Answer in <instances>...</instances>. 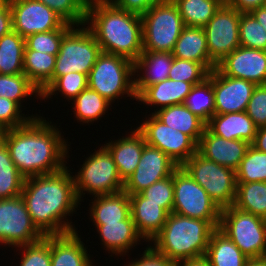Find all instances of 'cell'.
<instances>
[{
    "mask_svg": "<svg viewBox=\"0 0 266 266\" xmlns=\"http://www.w3.org/2000/svg\"><path fill=\"white\" fill-rule=\"evenodd\" d=\"M67 166L62 170L24 180L21 197L33 223L44 235H63L75 232L63 219L78 207L74 177Z\"/></svg>",
    "mask_w": 266,
    "mask_h": 266,
    "instance_id": "obj_1",
    "label": "cell"
},
{
    "mask_svg": "<svg viewBox=\"0 0 266 266\" xmlns=\"http://www.w3.org/2000/svg\"><path fill=\"white\" fill-rule=\"evenodd\" d=\"M55 128L37 117L5 131L4 141L11 159L25 178L55 173L66 167L68 145Z\"/></svg>",
    "mask_w": 266,
    "mask_h": 266,
    "instance_id": "obj_2",
    "label": "cell"
},
{
    "mask_svg": "<svg viewBox=\"0 0 266 266\" xmlns=\"http://www.w3.org/2000/svg\"><path fill=\"white\" fill-rule=\"evenodd\" d=\"M85 25H88L102 52L132 62L143 52L142 18L139 14L120 9L112 2L95 3L87 6Z\"/></svg>",
    "mask_w": 266,
    "mask_h": 266,
    "instance_id": "obj_3",
    "label": "cell"
},
{
    "mask_svg": "<svg viewBox=\"0 0 266 266\" xmlns=\"http://www.w3.org/2000/svg\"><path fill=\"white\" fill-rule=\"evenodd\" d=\"M215 230L208 221L172 212L161 231L151 241L157 252L177 263L205 256Z\"/></svg>",
    "mask_w": 266,
    "mask_h": 266,
    "instance_id": "obj_4",
    "label": "cell"
},
{
    "mask_svg": "<svg viewBox=\"0 0 266 266\" xmlns=\"http://www.w3.org/2000/svg\"><path fill=\"white\" fill-rule=\"evenodd\" d=\"M134 74V62L119 55L101 52L87 76L88 87L110 103L124 94L137 99L132 79Z\"/></svg>",
    "mask_w": 266,
    "mask_h": 266,
    "instance_id": "obj_5",
    "label": "cell"
},
{
    "mask_svg": "<svg viewBox=\"0 0 266 266\" xmlns=\"http://www.w3.org/2000/svg\"><path fill=\"white\" fill-rule=\"evenodd\" d=\"M142 18L143 51L172 53L185 27L179 9L172 0L152 5Z\"/></svg>",
    "mask_w": 266,
    "mask_h": 266,
    "instance_id": "obj_6",
    "label": "cell"
},
{
    "mask_svg": "<svg viewBox=\"0 0 266 266\" xmlns=\"http://www.w3.org/2000/svg\"><path fill=\"white\" fill-rule=\"evenodd\" d=\"M218 229L248 259L266 257V219L229 206L221 209Z\"/></svg>",
    "mask_w": 266,
    "mask_h": 266,
    "instance_id": "obj_7",
    "label": "cell"
},
{
    "mask_svg": "<svg viewBox=\"0 0 266 266\" xmlns=\"http://www.w3.org/2000/svg\"><path fill=\"white\" fill-rule=\"evenodd\" d=\"M101 52L100 45L87 27L75 29L73 26L63 36L60 43L52 79L40 90V93L56 78L70 72H78L88 76Z\"/></svg>",
    "mask_w": 266,
    "mask_h": 266,
    "instance_id": "obj_8",
    "label": "cell"
},
{
    "mask_svg": "<svg viewBox=\"0 0 266 266\" xmlns=\"http://www.w3.org/2000/svg\"><path fill=\"white\" fill-rule=\"evenodd\" d=\"M220 209L233 206L236 196V171L210 161L198 152L181 166Z\"/></svg>",
    "mask_w": 266,
    "mask_h": 266,
    "instance_id": "obj_9",
    "label": "cell"
},
{
    "mask_svg": "<svg viewBox=\"0 0 266 266\" xmlns=\"http://www.w3.org/2000/svg\"><path fill=\"white\" fill-rule=\"evenodd\" d=\"M174 202L176 214L210 222L219 227L221 209L182 167L173 172Z\"/></svg>",
    "mask_w": 266,
    "mask_h": 266,
    "instance_id": "obj_10",
    "label": "cell"
},
{
    "mask_svg": "<svg viewBox=\"0 0 266 266\" xmlns=\"http://www.w3.org/2000/svg\"><path fill=\"white\" fill-rule=\"evenodd\" d=\"M73 177L79 201L82 200L83 191L100 196L121 192L124 187L116 164L105 146L90 155L78 174Z\"/></svg>",
    "mask_w": 266,
    "mask_h": 266,
    "instance_id": "obj_11",
    "label": "cell"
},
{
    "mask_svg": "<svg viewBox=\"0 0 266 266\" xmlns=\"http://www.w3.org/2000/svg\"><path fill=\"white\" fill-rule=\"evenodd\" d=\"M45 235L36 227L21 195L0 199V243L21 246L35 243Z\"/></svg>",
    "mask_w": 266,
    "mask_h": 266,
    "instance_id": "obj_12",
    "label": "cell"
},
{
    "mask_svg": "<svg viewBox=\"0 0 266 266\" xmlns=\"http://www.w3.org/2000/svg\"><path fill=\"white\" fill-rule=\"evenodd\" d=\"M146 144L159 148L181 167L197 152V143L187 134L165 125L153 113L137 128Z\"/></svg>",
    "mask_w": 266,
    "mask_h": 266,
    "instance_id": "obj_13",
    "label": "cell"
},
{
    "mask_svg": "<svg viewBox=\"0 0 266 266\" xmlns=\"http://www.w3.org/2000/svg\"><path fill=\"white\" fill-rule=\"evenodd\" d=\"M241 13L222 5L213 18L203 27L209 57L217 64L233 50L240 47L239 21Z\"/></svg>",
    "mask_w": 266,
    "mask_h": 266,
    "instance_id": "obj_14",
    "label": "cell"
},
{
    "mask_svg": "<svg viewBox=\"0 0 266 266\" xmlns=\"http://www.w3.org/2000/svg\"><path fill=\"white\" fill-rule=\"evenodd\" d=\"M9 5L13 31L23 38L59 29L66 23L51 8L37 0H16Z\"/></svg>",
    "mask_w": 266,
    "mask_h": 266,
    "instance_id": "obj_15",
    "label": "cell"
},
{
    "mask_svg": "<svg viewBox=\"0 0 266 266\" xmlns=\"http://www.w3.org/2000/svg\"><path fill=\"white\" fill-rule=\"evenodd\" d=\"M179 166L159 148L146 144L134 173L124 182L128 195L142 192L156 181L172 175Z\"/></svg>",
    "mask_w": 266,
    "mask_h": 266,
    "instance_id": "obj_16",
    "label": "cell"
},
{
    "mask_svg": "<svg viewBox=\"0 0 266 266\" xmlns=\"http://www.w3.org/2000/svg\"><path fill=\"white\" fill-rule=\"evenodd\" d=\"M215 101V114L246 111L256 84L239 78L223 75L217 68L209 72Z\"/></svg>",
    "mask_w": 266,
    "mask_h": 266,
    "instance_id": "obj_17",
    "label": "cell"
},
{
    "mask_svg": "<svg viewBox=\"0 0 266 266\" xmlns=\"http://www.w3.org/2000/svg\"><path fill=\"white\" fill-rule=\"evenodd\" d=\"M216 68L226 76L266 85V51L238 47L225 56Z\"/></svg>",
    "mask_w": 266,
    "mask_h": 266,
    "instance_id": "obj_18",
    "label": "cell"
},
{
    "mask_svg": "<svg viewBox=\"0 0 266 266\" xmlns=\"http://www.w3.org/2000/svg\"><path fill=\"white\" fill-rule=\"evenodd\" d=\"M250 145L244 140H227L214 135L206 127L197 145V152L210 161L236 171Z\"/></svg>",
    "mask_w": 266,
    "mask_h": 266,
    "instance_id": "obj_19",
    "label": "cell"
},
{
    "mask_svg": "<svg viewBox=\"0 0 266 266\" xmlns=\"http://www.w3.org/2000/svg\"><path fill=\"white\" fill-rule=\"evenodd\" d=\"M129 198L136 230L143 240L149 242L161 231L169 213L160 204L147 202L141 193L129 195Z\"/></svg>",
    "mask_w": 266,
    "mask_h": 266,
    "instance_id": "obj_20",
    "label": "cell"
},
{
    "mask_svg": "<svg viewBox=\"0 0 266 266\" xmlns=\"http://www.w3.org/2000/svg\"><path fill=\"white\" fill-rule=\"evenodd\" d=\"M128 137L124 136L115 142L104 144L109 150L116 164L118 174L123 182L136 170L144 146L146 145L143 134L136 128L130 132Z\"/></svg>",
    "mask_w": 266,
    "mask_h": 266,
    "instance_id": "obj_21",
    "label": "cell"
},
{
    "mask_svg": "<svg viewBox=\"0 0 266 266\" xmlns=\"http://www.w3.org/2000/svg\"><path fill=\"white\" fill-rule=\"evenodd\" d=\"M173 59L174 56L169 52L143 51L134 62V73H138L140 70L145 72L139 78L138 76L134 78L136 96L146 87L169 79Z\"/></svg>",
    "mask_w": 266,
    "mask_h": 266,
    "instance_id": "obj_22",
    "label": "cell"
},
{
    "mask_svg": "<svg viewBox=\"0 0 266 266\" xmlns=\"http://www.w3.org/2000/svg\"><path fill=\"white\" fill-rule=\"evenodd\" d=\"M206 127L214 134L227 140H244L252 144L257 127L245 111L214 114Z\"/></svg>",
    "mask_w": 266,
    "mask_h": 266,
    "instance_id": "obj_23",
    "label": "cell"
},
{
    "mask_svg": "<svg viewBox=\"0 0 266 266\" xmlns=\"http://www.w3.org/2000/svg\"><path fill=\"white\" fill-rule=\"evenodd\" d=\"M174 58L201 63L209 72L216 63L209 57L204 28L185 26L172 51Z\"/></svg>",
    "mask_w": 266,
    "mask_h": 266,
    "instance_id": "obj_24",
    "label": "cell"
},
{
    "mask_svg": "<svg viewBox=\"0 0 266 266\" xmlns=\"http://www.w3.org/2000/svg\"><path fill=\"white\" fill-rule=\"evenodd\" d=\"M77 231L51 235V266H92Z\"/></svg>",
    "mask_w": 266,
    "mask_h": 266,
    "instance_id": "obj_25",
    "label": "cell"
},
{
    "mask_svg": "<svg viewBox=\"0 0 266 266\" xmlns=\"http://www.w3.org/2000/svg\"><path fill=\"white\" fill-rule=\"evenodd\" d=\"M106 250L113 254H122L143 239L137 232L131 215L119 223H95Z\"/></svg>",
    "mask_w": 266,
    "mask_h": 266,
    "instance_id": "obj_26",
    "label": "cell"
},
{
    "mask_svg": "<svg viewBox=\"0 0 266 266\" xmlns=\"http://www.w3.org/2000/svg\"><path fill=\"white\" fill-rule=\"evenodd\" d=\"M193 86L194 85L189 82L166 79L146 87L137 96L136 101H141L147 105L161 106V108L158 109L184 104Z\"/></svg>",
    "mask_w": 266,
    "mask_h": 266,
    "instance_id": "obj_27",
    "label": "cell"
},
{
    "mask_svg": "<svg viewBox=\"0 0 266 266\" xmlns=\"http://www.w3.org/2000/svg\"><path fill=\"white\" fill-rule=\"evenodd\" d=\"M165 125L190 136L197 144L200 141L206 123L194 115L184 104L172 105L153 113Z\"/></svg>",
    "mask_w": 266,
    "mask_h": 266,
    "instance_id": "obj_28",
    "label": "cell"
},
{
    "mask_svg": "<svg viewBox=\"0 0 266 266\" xmlns=\"http://www.w3.org/2000/svg\"><path fill=\"white\" fill-rule=\"evenodd\" d=\"M94 198L90 207V216L94 223H119L131 215L130 198L125 191Z\"/></svg>",
    "mask_w": 266,
    "mask_h": 266,
    "instance_id": "obj_29",
    "label": "cell"
},
{
    "mask_svg": "<svg viewBox=\"0 0 266 266\" xmlns=\"http://www.w3.org/2000/svg\"><path fill=\"white\" fill-rule=\"evenodd\" d=\"M205 257L211 266H245L249 260L218 228L211 235Z\"/></svg>",
    "mask_w": 266,
    "mask_h": 266,
    "instance_id": "obj_30",
    "label": "cell"
},
{
    "mask_svg": "<svg viewBox=\"0 0 266 266\" xmlns=\"http://www.w3.org/2000/svg\"><path fill=\"white\" fill-rule=\"evenodd\" d=\"M55 63L56 55L24 49V74L39 90L52 79Z\"/></svg>",
    "mask_w": 266,
    "mask_h": 266,
    "instance_id": "obj_31",
    "label": "cell"
},
{
    "mask_svg": "<svg viewBox=\"0 0 266 266\" xmlns=\"http://www.w3.org/2000/svg\"><path fill=\"white\" fill-rule=\"evenodd\" d=\"M25 38L17 32L10 33L0 38V70L1 74H23Z\"/></svg>",
    "mask_w": 266,
    "mask_h": 266,
    "instance_id": "obj_32",
    "label": "cell"
},
{
    "mask_svg": "<svg viewBox=\"0 0 266 266\" xmlns=\"http://www.w3.org/2000/svg\"><path fill=\"white\" fill-rule=\"evenodd\" d=\"M233 207L266 219V182L237 183Z\"/></svg>",
    "mask_w": 266,
    "mask_h": 266,
    "instance_id": "obj_33",
    "label": "cell"
},
{
    "mask_svg": "<svg viewBox=\"0 0 266 266\" xmlns=\"http://www.w3.org/2000/svg\"><path fill=\"white\" fill-rule=\"evenodd\" d=\"M25 177L11 159L5 141L0 142V199L21 195Z\"/></svg>",
    "mask_w": 266,
    "mask_h": 266,
    "instance_id": "obj_34",
    "label": "cell"
},
{
    "mask_svg": "<svg viewBox=\"0 0 266 266\" xmlns=\"http://www.w3.org/2000/svg\"><path fill=\"white\" fill-rule=\"evenodd\" d=\"M185 26L203 28L222 6L216 0H172Z\"/></svg>",
    "mask_w": 266,
    "mask_h": 266,
    "instance_id": "obj_35",
    "label": "cell"
},
{
    "mask_svg": "<svg viewBox=\"0 0 266 266\" xmlns=\"http://www.w3.org/2000/svg\"><path fill=\"white\" fill-rule=\"evenodd\" d=\"M184 105L207 124L215 114L212 81L206 78L202 83L194 85Z\"/></svg>",
    "mask_w": 266,
    "mask_h": 266,
    "instance_id": "obj_36",
    "label": "cell"
},
{
    "mask_svg": "<svg viewBox=\"0 0 266 266\" xmlns=\"http://www.w3.org/2000/svg\"><path fill=\"white\" fill-rule=\"evenodd\" d=\"M73 101L75 117L83 123L94 122L99 117H103L102 115L105 114V111L111 105L107 99L89 87L84 89Z\"/></svg>",
    "mask_w": 266,
    "mask_h": 266,
    "instance_id": "obj_37",
    "label": "cell"
},
{
    "mask_svg": "<svg viewBox=\"0 0 266 266\" xmlns=\"http://www.w3.org/2000/svg\"><path fill=\"white\" fill-rule=\"evenodd\" d=\"M237 183L266 182V153L250 145L236 170Z\"/></svg>",
    "mask_w": 266,
    "mask_h": 266,
    "instance_id": "obj_38",
    "label": "cell"
},
{
    "mask_svg": "<svg viewBox=\"0 0 266 266\" xmlns=\"http://www.w3.org/2000/svg\"><path fill=\"white\" fill-rule=\"evenodd\" d=\"M36 93L41 97L40 90L23 74H0V97L17 102L21 106L22 98Z\"/></svg>",
    "mask_w": 266,
    "mask_h": 266,
    "instance_id": "obj_39",
    "label": "cell"
},
{
    "mask_svg": "<svg viewBox=\"0 0 266 266\" xmlns=\"http://www.w3.org/2000/svg\"><path fill=\"white\" fill-rule=\"evenodd\" d=\"M88 87V78L86 74L70 72L66 75L56 78L42 93L41 98H51L55 91H59L68 100H73L84 89ZM50 96V97H49ZM70 98V99H69Z\"/></svg>",
    "mask_w": 266,
    "mask_h": 266,
    "instance_id": "obj_40",
    "label": "cell"
},
{
    "mask_svg": "<svg viewBox=\"0 0 266 266\" xmlns=\"http://www.w3.org/2000/svg\"><path fill=\"white\" fill-rule=\"evenodd\" d=\"M239 39L242 47L266 51V30L251 13H241Z\"/></svg>",
    "mask_w": 266,
    "mask_h": 266,
    "instance_id": "obj_41",
    "label": "cell"
},
{
    "mask_svg": "<svg viewBox=\"0 0 266 266\" xmlns=\"http://www.w3.org/2000/svg\"><path fill=\"white\" fill-rule=\"evenodd\" d=\"M72 27V25L65 23L59 29L29 35L25 38L24 49H30L42 53L57 55L60 50V43L63 39V36Z\"/></svg>",
    "mask_w": 266,
    "mask_h": 266,
    "instance_id": "obj_42",
    "label": "cell"
},
{
    "mask_svg": "<svg viewBox=\"0 0 266 266\" xmlns=\"http://www.w3.org/2000/svg\"><path fill=\"white\" fill-rule=\"evenodd\" d=\"M51 8L66 23L85 26L87 7L81 0H37Z\"/></svg>",
    "mask_w": 266,
    "mask_h": 266,
    "instance_id": "obj_43",
    "label": "cell"
},
{
    "mask_svg": "<svg viewBox=\"0 0 266 266\" xmlns=\"http://www.w3.org/2000/svg\"><path fill=\"white\" fill-rule=\"evenodd\" d=\"M208 74L209 71L201 63L174 58L169 72V79L197 85L208 78Z\"/></svg>",
    "mask_w": 266,
    "mask_h": 266,
    "instance_id": "obj_44",
    "label": "cell"
},
{
    "mask_svg": "<svg viewBox=\"0 0 266 266\" xmlns=\"http://www.w3.org/2000/svg\"><path fill=\"white\" fill-rule=\"evenodd\" d=\"M24 249L19 266H51V235L35 243L18 246Z\"/></svg>",
    "mask_w": 266,
    "mask_h": 266,
    "instance_id": "obj_45",
    "label": "cell"
},
{
    "mask_svg": "<svg viewBox=\"0 0 266 266\" xmlns=\"http://www.w3.org/2000/svg\"><path fill=\"white\" fill-rule=\"evenodd\" d=\"M140 193L147 199V202L160 204L169 214L172 213L174 202L173 173L169 177L156 181Z\"/></svg>",
    "mask_w": 266,
    "mask_h": 266,
    "instance_id": "obj_46",
    "label": "cell"
},
{
    "mask_svg": "<svg viewBox=\"0 0 266 266\" xmlns=\"http://www.w3.org/2000/svg\"><path fill=\"white\" fill-rule=\"evenodd\" d=\"M21 106L10 99L0 97V124L6 129H13L27 124L34 116L24 117L20 114ZM22 115V116H21Z\"/></svg>",
    "mask_w": 266,
    "mask_h": 266,
    "instance_id": "obj_47",
    "label": "cell"
},
{
    "mask_svg": "<svg viewBox=\"0 0 266 266\" xmlns=\"http://www.w3.org/2000/svg\"><path fill=\"white\" fill-rule=\"evenodd\" d=\"M245 112L257 128L266 126V85H256Z\"/></svg>",
    "mask_w": 266,
    "mask_h": 266,
    "instance_id": "obj_48",
    "label": "cell"
},
{
    "mask_svg": "<svg viewBox=\"0 0 266 266\" xmlns=\"http://www.w3.org/2000/svg\"><path fill=\"white\" fill-rule=\"evenodd\" d=\"M142 255L143 257L128 266H176L173 260L157 252L152 246L146 247Z\"/></svg>",
    "mask_w": 266,
    "mask_h": 266,
    "instance_id": "obj_49",
    "label": "cell"
},
{
    "mask_svg": "<svg viewBox=\"0 0 266 266\" xmlns=\"http://www.w3.org/2000/svg\"><path fill=\"white\" fill-rule=\"evenodd\" d=\"M162 0H111L118 8L139 15L144 14L152 5Z\"/></svg>",
    "mask_w": 266,
    "mask_h": 266,
    "instance_id": "obj_50",
    "label": "cell"
},
{
    "mask_svg": "<svg viewBox=\"0 0 266 266\" xmlns=\"http://www.w3.org/2000/svg\"><path fill=\"white\" fill-rule=\"evenodd\" d=\"M13 30L12 11L9 3H0V38Z\"/></svg>",
    "mask_w": 266,
    "mask_h": 266,
    "instance_id": "obj_51",
    "label": "cell"
},
{
    "mask_svg": "<svg viewBox=\"0 0 266 266\" xmlns=\"http://www.w3.org/2000/svg\"><path fill=\"white\" fill-rule=\"evenodd\" d=\"M265 3L266 0H231L228 6L239 13H250L259 7H265Z\"/></svg>",
    "mask_w": 266,
    "mask_h": 266,
    "instance_id": "obj_52",
    "label": "cell"
},
{
    "mask_svg": "<svg viewBox=\"0 0 266 266\" xmlns=\"http://www.w3.org/2000/svg\"><path fill=\"white\" fill-rule=\"evenodd\" d=\"M251 145L266 153V126L257 128L254 142Z\"/></svg>",
    "mask_w": 266,
    "mask_h": 266,
    "instance_id": "obj_53",
    "label": "cell"
},
{
    "mask_svg": "<svg viewBox=\"0 0 266 266\" xmlns=\"http://www.w3.org/2000/svg\"><path fill=\"white\" fill-rule=\"evenodd\" d=\"M176 266H211L209 260L205 257L182 260L176 263Z\"/></svg>",
    "mask_w": 266,
    "mask_h": 266,
    "instance_id": "obj_54",
    "label": "cell"
},
{
    "mask_svg": "<svg viewBox=\"0 0 266 266\" xmlns=\"http://www.w3.org/2000/svg\"><path fill=\"white\" fill-rule=\"evenodd\" d=\"M250 13L266 30V7H259L252 10Z\"/></svg>",
    "mask_w": 266,
    "mask_h": 266,
    "instance_id": "obj_55",
    "label": "cell"
},
{
    "mask_svg": "<svg viewBox=\"0 0 266 266\" xmlns=\"http://www.w3.org/2000/svg\"><path fill=\"white\" fill-rule=\"evenodd\" d=\"M245 266H266V257L249 259Z\"/></svg>",
    "mask_w": 266,
    "mask_h": 266,
    "instance_id": "obj_56",
    "label": "cell"
},
{
    "mask_svg": "<svg viewBox=\"0 0 266 266\" xmlns=\"http://www.w3.org/2000/svg\"><path fill=\"white\" fill-rule=\"evenodd\" d=\"M85 6H89L95 3L111 2V0H81Z\"/></svg>",
    "mask_w": 266,
    "mask_h": 266,
    "instance_id": "obj_57",
    "label": "cell"
},
{
    "mask_svg": "<svg viewBox=\"0 0 266 266\" xmlns=\"http://www.w3.org/2000/svg\"><path fill=\"white\" fill-rule=\"evenodd\" d=\"M5 131L6 129L0 124V142L4 140Z\"/></svg>",
    "mask_w": 266,
    "mask_h": 266,
    "instance_id": "obj_58",
    "label": "cell"
},
{
    "mask_svg": "<svg viewBox=\"0 0 266 266\" xmlns=\"http://www.w3.org/2000/svg\"><path fill=\"white\" fill-rule=\"evenodd\" d=\"M218 1L221 5H229L231 0H216Z\"/></svg>",
    "mask_w": 266,
    "mask_h": 266,
    "instance_id": "obj_59",
    "label": "cell"
},
{
    "mask_svg": "<svg viewBox=\"0 0 266 266\" xmlns=\"http://www.w3.org/2000/svg\"><path fill=\"white\" fill-rule=\"evenodd\" d=\"M16 0H0V3H11Z\"/></svg>",
    "mask_w": 266,
    "mask_h": 266,
    "instance_id": "obj_60",
    "label": "cell"
}]
</instances>
